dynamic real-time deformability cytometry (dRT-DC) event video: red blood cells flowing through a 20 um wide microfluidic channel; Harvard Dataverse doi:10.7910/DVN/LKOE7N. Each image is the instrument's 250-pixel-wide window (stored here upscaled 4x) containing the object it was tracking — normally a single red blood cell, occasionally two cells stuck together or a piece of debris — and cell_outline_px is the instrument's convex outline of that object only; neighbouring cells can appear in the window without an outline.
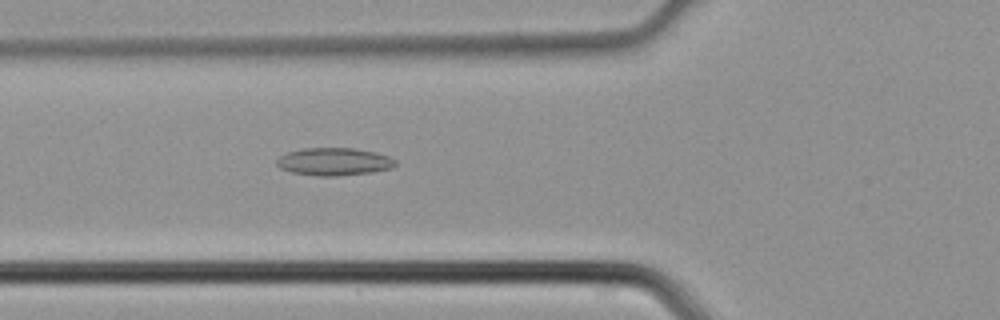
{"species": "common noctule bat (a hibernating species)", "species_latin": "Nyctalus noctula", "temperature_condition": "cold", "stored_images_in_passage": 37, "camera_frame_rate_fps": 3000, "um_per_image_px": 0.085, "animal": {"sex": "male", "body_mass_g": 21.5, "forearm_length_mm": 52.0}, "frame": {"image": 1, "passage_image": 9, "time_ms": 2.667, "image_size_px": [1000, 320], "cell_outline_px": [[396, 164], [392, 168], [372, 172], [336, 176], [320, 176], [292, 172], [280, 168], [276, 164], [276, 160], [280, 156], [288, 152], [300, 148], [352, 148], [376, 152], [388, 156], [396, 160]], "centroid_in_image_um": [28.39, 13.73], "position_along_channel_um": 97.4, "area_um2": 19.13}}
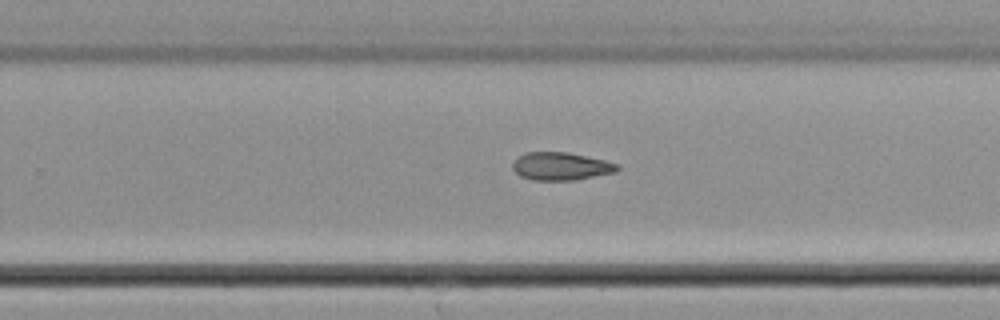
{"frame": {"image": 2, "passage_image": 21, "time_ms": 6.667, "image_size_px": [1000, 320], "cell_outline_px": [[620, 168], [616, 172], [576, 180], [532, 180], [520, 176], [512, 168], [512, 164], [520, 156], [528, 152], [568, 152], [604, 160], [616, 164]], "centroid_in_image_um": [47.68, 14.14], "position_along_channel_um": 282.1, "area_um2": 16.88}}
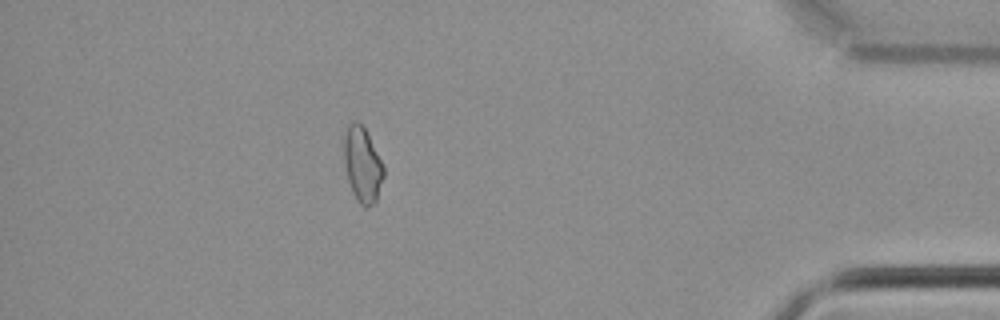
{"frame": {"image": 3, "passage_image": 32, "time_ms": 10.333, "image_size_px": [1000, 320], "cell_outline_px": [[384, 176], [376, 200], [372, 204], [364, 208], [356, 200], [352, 192], [348, 180], [344, 164], [344, 136], [348, 124], [356, 120], [364, 128], [384, 168]], "centroid_in_image_um": [30.78, 14.03], "position_along_channel_um": 404.4, "area_um2": 17.05}}